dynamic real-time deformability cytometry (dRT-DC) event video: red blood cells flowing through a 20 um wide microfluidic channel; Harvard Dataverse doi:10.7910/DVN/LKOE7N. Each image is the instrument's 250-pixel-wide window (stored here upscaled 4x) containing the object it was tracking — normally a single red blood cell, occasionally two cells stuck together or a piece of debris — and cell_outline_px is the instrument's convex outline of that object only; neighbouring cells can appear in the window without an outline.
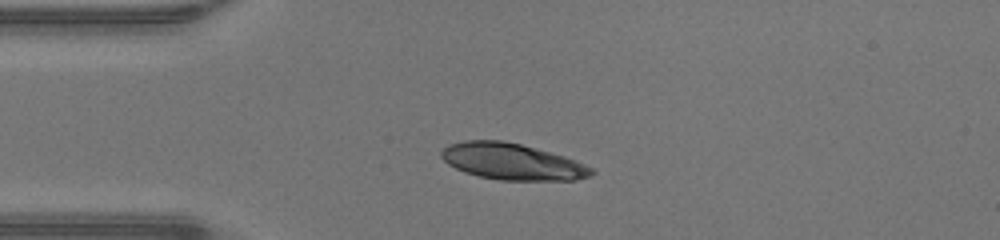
{"species": "human", "species_latin": "Homo sapiens", "temperature_condition": "warm", "stored_images_in_passage": 37, "camera_frame_rate_fps": 3000, "um_per_image_px": 0.085, "donor": {"sex": "male"}, "frame": {"image": 1, "passage_image": 1, "time_ms": 0.0, "image_size_px": [1000, 240], "cell_outline_px": [[596, 172], [592, 176], [576, 180], [500, 180], [480, 176], [464, 172], [448, 164], [440, 156], [440, 152], [448, 144], [464, 140], [500, 140], [520, 144], [564, 156], [584, 164], [592, 168]], "centroid_in_image_um": [43.52, 13.74], "position_along_channel_um": 41.5, "area_um2": 31.73}}
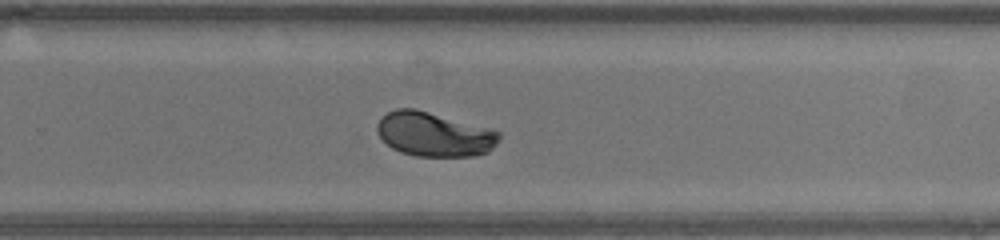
{"frame": {"image": 2, "passage_image": 20, "time_ms": 6.333, "image_size_px": [1000, 240], "cell_outline_px": [[500, 140], [488, 152], [476, 156], [416, 156], [400, 152], [392, 148], [376, 132], [376, 124], [388, 112], [396, 108], [416, 108], [500, 132]], "centroid_in_image_um": [36.89, 11.42], "position_along_channel_um": 292.9, "area_um2": 31.27}}
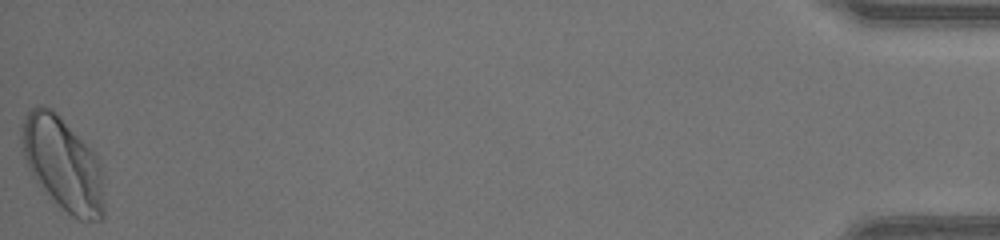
{"frame": {"image": 3, "passage_image": 37, "time_ms": 12.0, "image_size_px": [1000, 240], "cell_outline_px": [[104, 216], [100, 220], [80, 220], [72, 216], [60, 208], [44, 192], [32, 176], [28, 168], [24, 156], [20, 136], [20, 128], [28, 112], [32, 108], [40, 104], [44, 104], [52, 108], [92, 148], [96, 156], [100, 168], [104, 200]], "centroid_in_image_um": [5.32, 13.93], "position_along_channel_um": 429.9, "area_um2": 45.26}, "authors_computed_cell_mechanics": {"area_um2": 32.368, "velocity_mm_per_s": 4.322, "shape_relaxation_time_tau1_ms": 2.4249, "shape_relaxation_time_tau2_ms": null, "deformation_change_tau1": 0.1775, "deformation_change_tau2": null}}